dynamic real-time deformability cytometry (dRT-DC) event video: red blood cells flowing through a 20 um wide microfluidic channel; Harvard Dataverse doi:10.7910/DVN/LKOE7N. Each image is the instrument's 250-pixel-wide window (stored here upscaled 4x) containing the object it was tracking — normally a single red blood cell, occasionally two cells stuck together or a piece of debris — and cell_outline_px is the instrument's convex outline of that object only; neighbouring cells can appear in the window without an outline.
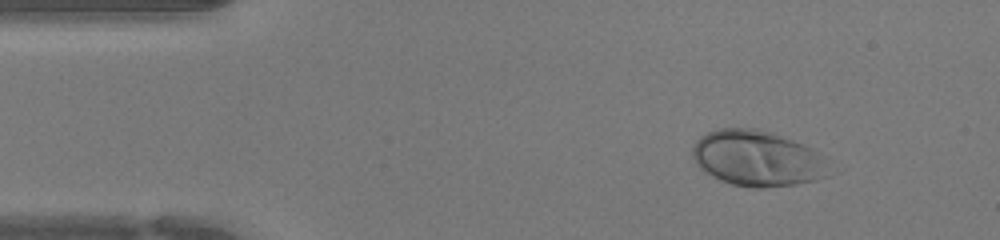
{"species": "human", "species_latin": "Homo sapiens", "temperature_condition": "warm", "stored_images_in_passage": 40, "camera_frame_rate_fps": 3000, "um_per_image_px": 0.085, "donor": {"sex": "female"}, "frame": {"image": 1, "passage_image": 1, "time_ms": 0.0, "image_size_px": [1000, 240], "cell_outline_px": [[832, 176], [816, 180], [796, 184], [764, 188], [752, 188], [732, 184], [720, 180], [704, 172], [696, 164], [692, 156], [692, 148], [696, 140], [700, 136], [708, 132], [720, 128], [752, 128], [776, 132], [804, 144], [812, 148], [824, 156]], "centroid_in_image_um": [64.4, 13.46], "position_along_channel_um": 20.6, "area_um2": 45.08}}
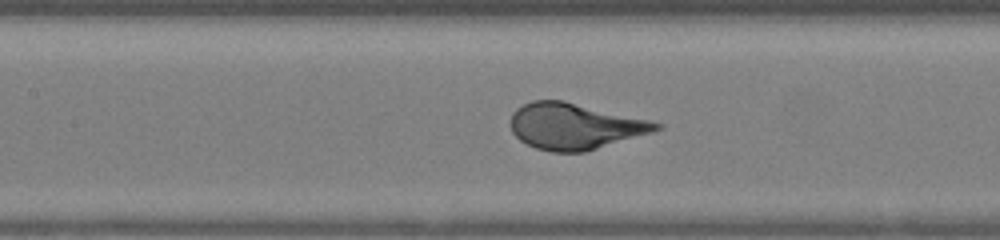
{"frame": {"image": 2, "passage_image": 15, "time_ms": 4.667, "image_size_px": [1000, 240], "cell_outline_px": [[664, 128], [652, 132], [584, 152], [552, 152], [536, 148], [520, 140], [512, 132], [512, 112], [516, 108], [532, 100], [564, 100], [648, 120], [664, 124]], "centroid_in_image_um": [48.85, 10.72], "position_along_channel_um": 158.6, "area_um2": 38.84}}
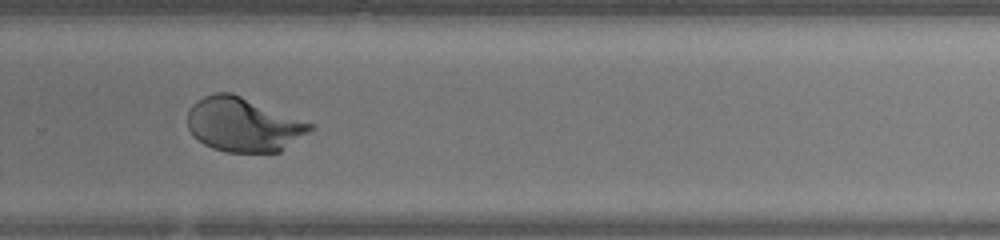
{"frame": {"image": 3, "passage_image": 25, "time_ms": 8.0, "image_size_px": [1000, 240], "cell_outline_px": [[316, 128], [280, 152], [228, 152], [212, 148], [204, 144], [192, 136], [188, 128], [188, 112], [192, 104], [196, 100], [204, 96], [216, 92], [232, 92], [316, 124]], "centroid_in_image_um": [20.72, 10.58], "position_along_channel_um": 309.1, "area_um2": 39.19}}